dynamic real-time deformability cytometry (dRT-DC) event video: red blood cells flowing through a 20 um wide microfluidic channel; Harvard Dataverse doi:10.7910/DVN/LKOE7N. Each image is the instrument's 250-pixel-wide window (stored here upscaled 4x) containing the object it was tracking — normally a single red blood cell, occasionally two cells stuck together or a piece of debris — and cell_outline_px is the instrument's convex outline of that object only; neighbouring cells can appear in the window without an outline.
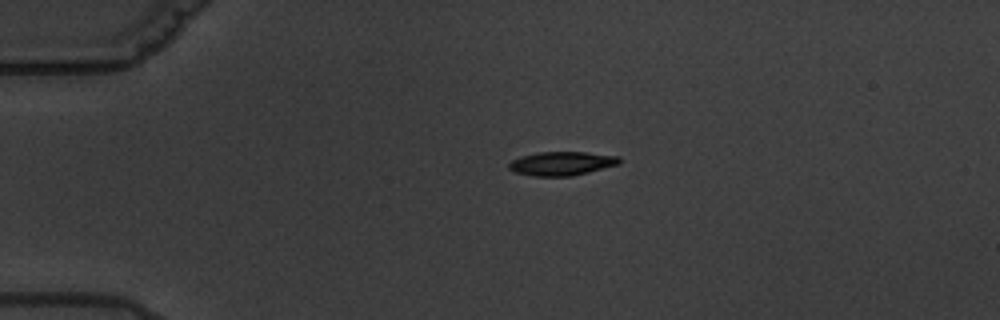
{"species": "common noctule bat (a hibernating species)", "species_latin": "Nyctalus noctula", "temperature_condition": "warm", "stored_images_in_passage": 3, "camera_frame_rate_fps": 3000, "um_per_image_px": 0.085, "animal": {"sex": "male", "body_mass_g": 19.5, "forearm_length_mm": 54.6}, "frame": {"image": 1, "passage_image": 1, "time_ms": 0.0, "image_size_px": [1000, 320], "cell_outline_px": [[620, 164], [572, 176], [532, 176], [516, 172], [508, 168], [508, 164], [512, 160], [520, 156], [540, 152], [584, 152], [620, 156]], "centroid_in_image_um": [47.75, 13.89], "position_along_channel_um": 37.3, "area_um2": 15.32}}
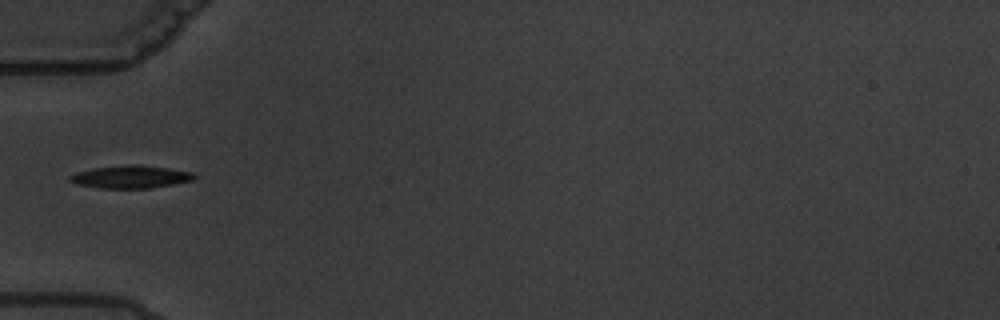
{"frame": {"image": 2, "passage_image": 3, "time_ms": 2.333, "image_size_px": [1000, 320], "cell_outline_px": [[196, 176], [192, 180], [172, 184], [148, 188], [100, 188], [76, 184], [68, 180], [68, 176], [76, 172], [92, 168], [128, 164], [136, 164], [168, 168], [192, 172]], "centroid_in_image_um": [11.05, 15.02], "position_along_channel_um": 74.0, "area_um2": 16.42}}